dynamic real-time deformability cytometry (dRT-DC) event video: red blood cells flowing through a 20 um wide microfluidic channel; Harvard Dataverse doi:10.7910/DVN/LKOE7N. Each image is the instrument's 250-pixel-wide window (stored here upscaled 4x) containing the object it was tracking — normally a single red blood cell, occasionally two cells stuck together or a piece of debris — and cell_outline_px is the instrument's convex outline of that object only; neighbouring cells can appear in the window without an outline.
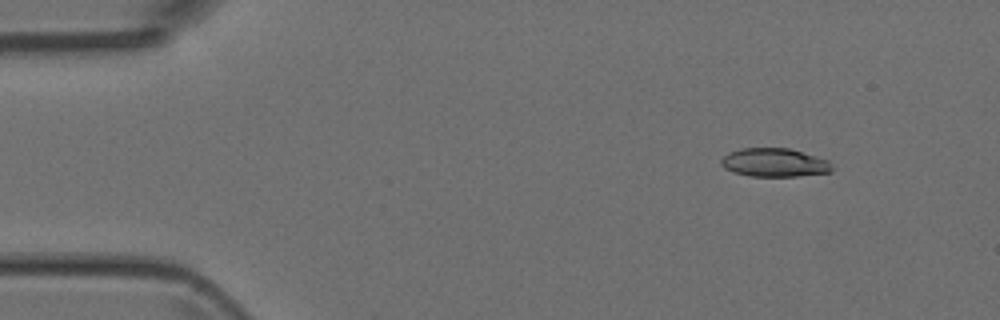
{"species": "Egyptian fruit bat (a non-hibernating species)", "species_latin": "Rousettus aegyptiacus", "temperature_condition": "room temperature", "stored_images_in_passage": 4, "camera_frame_rate_fps": 3000, "um_per_image_px": 0.085, "animal": {"sex": "female"}, "frame": {"image": 1, "passage_image": 2, "time_ms": 1.333, "image_size_px": [1000, 320], "cell_outline_px": [[832, 172], [796, 176], [752, 176], [732, 172], [724, 168], [720, 164], [720, 160], [728, 152], [740, 148], [788, 148], [828, 160], [832, 168]], "centroid_in_image_um": [65.78, 13.82], "position_along_channel_um": 19.2, "area_um2": 18.38}}